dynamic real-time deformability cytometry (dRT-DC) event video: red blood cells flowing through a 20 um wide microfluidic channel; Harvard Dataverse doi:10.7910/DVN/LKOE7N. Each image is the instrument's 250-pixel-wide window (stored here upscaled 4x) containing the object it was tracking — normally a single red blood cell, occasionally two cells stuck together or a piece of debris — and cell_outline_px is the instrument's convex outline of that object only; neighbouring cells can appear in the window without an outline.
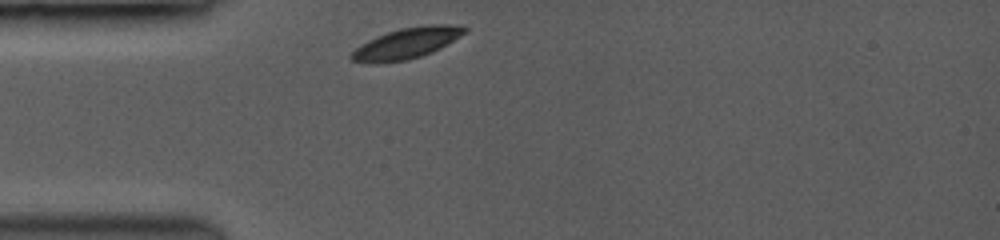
{"species": "common noctule bat (a hibernating species)", "species_latin": "Nyctalus noctula", "temperature_condition": "room temperature", "stored_images_in_passage": 35, "camera_frame_rate_fps": 3500, "um_per_image_px": 0.085, "animal": {"sex": "female", "body_mass_g": 19.0, "forearm_length_mm": 53.3}, "frame": {"image": 1, "passage_image": 1, "time_ms": 0.0, "image_size_px": [1000, 240], "cell_outline_px": [[468, 32], [440, 48], [432, 52], [420, 56], [404, 60], [376, 64], [352, 60], [348, 56], [360, 44], [376, 36], [400, 28], [428, 24], [460, 24], [468, 28]], "centroid_in_image_um": [34.6, 3.66], "position_along_channel_um": 50.4, "area_um2": 20.52}}
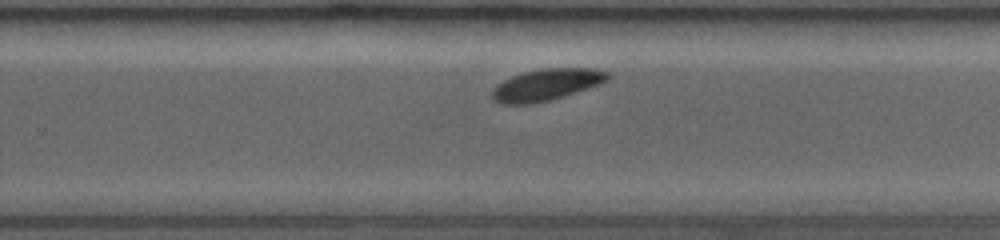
{"frame": {"image": 2, "passage_image": 23, "time_ms": 6.286, "image_size_px": [1000, 240], "cell_outline_px": [[608, 80], [600, 84], [548, 100], [528, 104], [504, 104], [496, 100], [492, 96], [492, 92], [504, 80], [512, 76], [524, 72], [544, 68], [592, 68], [608, 72]], "centroid_in_image_um": [46.47, 7.18], "position_along_channel_um": 283.3, "area_um2": 20.63}}
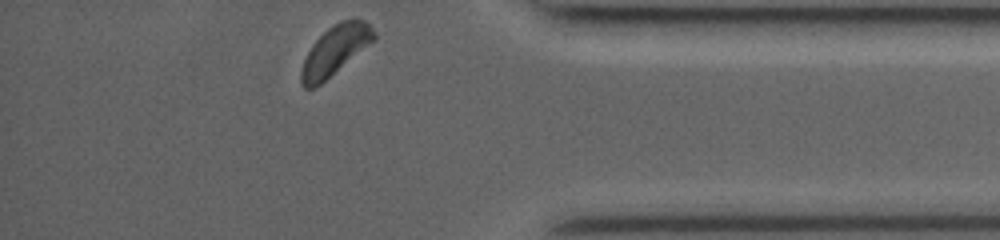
{"frame": {"image": 3, "passage_image": 35, "time_ms": 9.714, "image_size_px": [1000, 240], "cell_outline_px": [[376, 36], [372, 40], [316, 88], [304, 88], [300, 80], [300, 72], [304, 60], [312, 44], [328, 28], [344, 20], [364, 20], [372, 28]], "centroid_in_image_um": [28.41, 4.31], "position_along_channel_um": 406.8, "area_um2": 20.0}}